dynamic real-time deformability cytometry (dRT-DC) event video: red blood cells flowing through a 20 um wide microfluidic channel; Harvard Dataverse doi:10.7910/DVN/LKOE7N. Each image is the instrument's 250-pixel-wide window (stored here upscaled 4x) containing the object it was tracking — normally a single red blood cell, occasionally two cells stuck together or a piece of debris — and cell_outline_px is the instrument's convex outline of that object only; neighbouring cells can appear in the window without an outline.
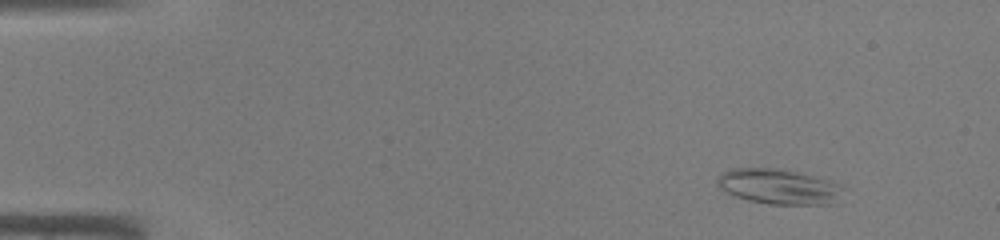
{"species": "common noctule bat (a hibernating species)", "species_latin": "Nyctalus noctula", "temperature_condition": "warm", "stored_images_in_passage": 41, "camera_frame_rate_fps": 3000, "um_per_image_px": 0.085, "animal": {"sex": "male", "body_mass_g": 19.0, "forearm_length_mm": 50.8}, "frame": {"image": 1, "passage_image": 1, "time_ms": 0.0, "image_size_px": [1000, 240], "cell_outline_px": [[844, 188], [836, 204], [768, 204], [748, 200], [736, 196], [720, 188], [716, 184], [720, 176], [724, 172], [732, 168], [780, 168], [816, 176], [832, 180], [840, 184]], "centroid_in_image_um": [66.26, 15.85], "position_along_channel_um": 18.7, "area_um2": 25.95}}
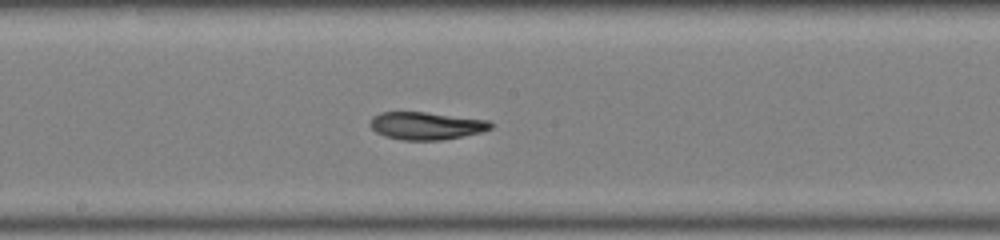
{"frame": {"image": 2, "passage_image": 21, "time_ms": 6.667, "image_size_px": [1000, 240], "cell_outline_px": [[492, 128], [480, 132], [440, 140], [404, 140], [388, 136], [376, 132], [368, 124], [372, 116], [380, 112], [424, 112], [488, 120], [492, 124]], "centroid_in_image_um": [36.19, 10.68], "position_along_channel_um": 212.0, "area_um2": 19.13}}
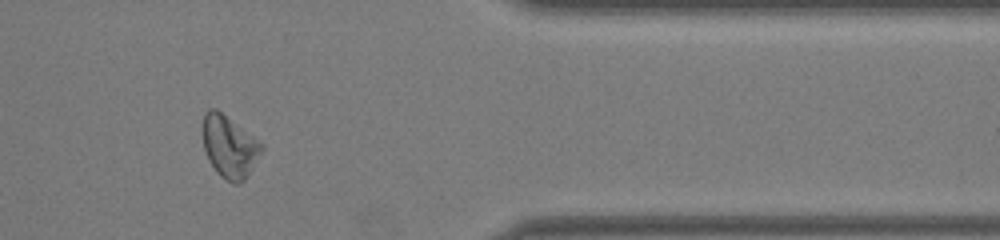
{"frame": {"image": 3, "passage_image": 34, "time_ms": 11.0, "image_size_px": [1000, 240], "cell_outline_px": [[264, 148], [244, 180], [236, 184], [232, 184], [220, 176], [216, 172], [204, 148], [204, 112], [208, 108], [216, 108], [264, 144]], "centroid_in_image_um": [19.52, 12.46], "position_along_channel_um": 391.9, "area_um2": 20.92}}